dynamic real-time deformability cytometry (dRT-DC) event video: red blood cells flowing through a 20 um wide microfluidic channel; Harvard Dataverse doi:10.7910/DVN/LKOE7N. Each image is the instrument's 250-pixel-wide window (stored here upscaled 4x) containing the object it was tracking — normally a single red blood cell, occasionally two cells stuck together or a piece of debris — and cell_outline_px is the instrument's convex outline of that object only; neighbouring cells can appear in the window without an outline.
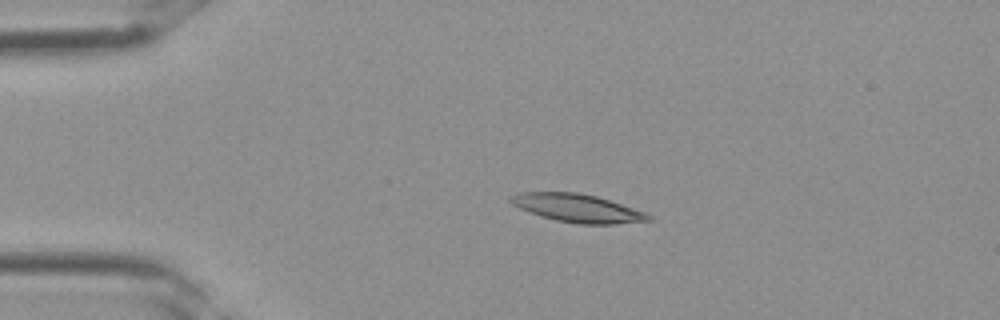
{"species": "Egyptian fruit bat (a non-hibernating species)", "species_latin": "Rousettus aegyptiacus", "temperature_condition": "room temperature", "stored_images_in_passage": 4, "camera_frame_rate_fps": 3000, "um_per_image_px": 0.085, "frame": {"image": 1, "passage_image": 3, "time_ms": 0.667, "image_size_px": [1000, 320], "cell_outline_px": [[652, 220], [616, 224], [580, 224], [556, 220], [540, 216], [528, 212], [512, 204], [508, 200], [508, 196], [516, 192], [576, 192], [596, 196], [644, 212], [652, 216]], "centroid_in_image_um": [49.01, 17.69], "position_along_channel_um": 36.0, "area_um2": 22.54}}